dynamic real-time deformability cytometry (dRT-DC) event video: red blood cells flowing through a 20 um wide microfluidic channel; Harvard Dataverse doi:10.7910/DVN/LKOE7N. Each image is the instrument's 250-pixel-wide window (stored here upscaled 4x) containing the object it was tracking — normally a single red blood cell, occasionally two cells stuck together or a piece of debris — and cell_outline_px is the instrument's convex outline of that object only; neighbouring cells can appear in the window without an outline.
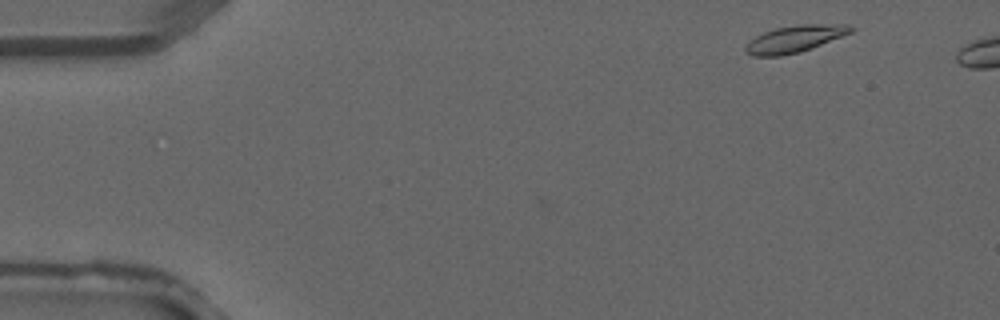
{"species": "common noctule bat (a hibernating species)", "species_latin": "Nyctalus noctula", "temperature_condition": "warm", "stored_images_in_passage": 4, "camera_frame_rate_fps": 3000, "um_per_image_px": 0.085, "animal": {"sex": "male", "forearm_length_mm": 52.5}, "frame": {"image": 1, "passage_image": 1, "time_ms": 0.0, "image_size_px": [1000, 320], "cell_outline_px": [[856, 28], [852, 32], [812, 48], [800, 52], [780, 56], [752, 56], [744, 52], [744, 48], [756, 36], [764, 32], [776, 28], [800, 24], [848, 24]], "centroid_in_image_um": [67.58, 3.3], "position_along_channel_um": 17.4, "area_um2": 16.47}}